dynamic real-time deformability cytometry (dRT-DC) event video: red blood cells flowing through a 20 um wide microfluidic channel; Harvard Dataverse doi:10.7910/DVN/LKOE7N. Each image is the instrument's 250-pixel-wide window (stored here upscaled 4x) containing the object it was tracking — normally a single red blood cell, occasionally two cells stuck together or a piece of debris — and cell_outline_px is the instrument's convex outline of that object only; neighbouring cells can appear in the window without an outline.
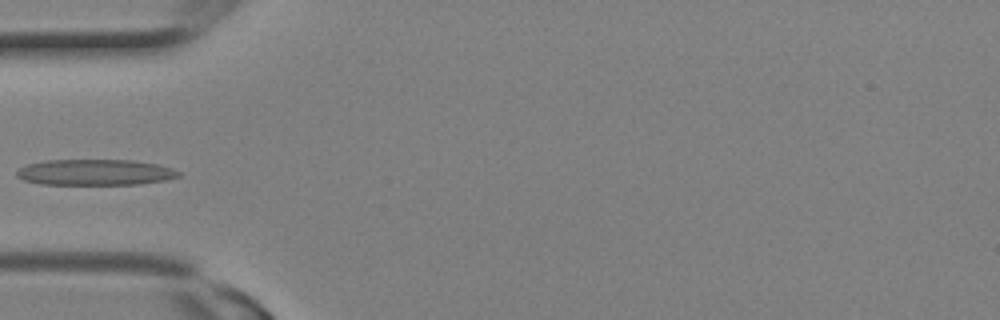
{"species": "Egyptian fruit bat (a non-hibernating species)", "species_latin": "Rousettus aegyptiacus", "temperature_condition": "room temperature", "stored_images_in_passage": 2, "camera_frame_rate_fps": 3000, "um_per_image_px": 0.085, "animal": {"sex": "female"}, "frame": {"image": 1, "passage_image": 2, "time_ms": 0.333, "image_size_px": [1000, 320], "cell_outline_px": [[180, 176], [168, 180], [140, 184], [40, 184], [24, 180], [16, 176], [16, 172], [20, 168], [28, 164], [44, 160], [132, 160], [156, 164], [172, 168], [180, 172]], "centroid_in_image_um": [8.1, 14.64], "position_along_channel_um": 76.9, "area_um2": 24.45}}